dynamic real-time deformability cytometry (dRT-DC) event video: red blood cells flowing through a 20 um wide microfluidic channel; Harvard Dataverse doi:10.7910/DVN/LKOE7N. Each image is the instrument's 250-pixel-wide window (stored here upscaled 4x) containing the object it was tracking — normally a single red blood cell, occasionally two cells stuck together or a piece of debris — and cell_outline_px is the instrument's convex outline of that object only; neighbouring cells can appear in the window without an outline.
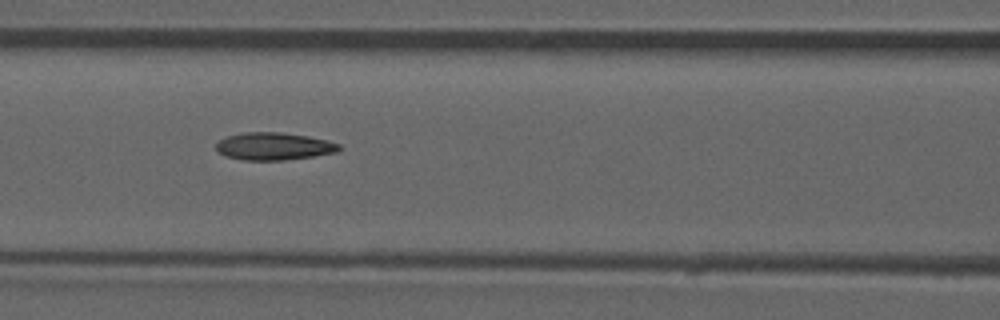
{"species": "common noctule bat (a hibernating species)", "species_latin": "Nyctalus noctula", "temperature_condition": "room temperature", "stored_images_in_passage": 51, "camera_frame_rate_fps": 3000, "um_per_image_px": 0.085, "animal": {"sex": "male", "forearm_length_mm": 52.5}, "frame": {"image": 1, "passage_image": 22, "time_ms": 7.0, "image_size_px": [1000, 320], "cell_outline_px": [[340, 148], [336, 152], [312, 156], [284, 160], [244, 160], [224, 156], [216, 148], [216, 144], [220, 140], [228, 136], [244, 132], [280, 132], [308, 136], [328, 140], [340, 144]], "centroid_in_image_um": [23.27, 12.43], "position_along_channel_um": 143.3, "area_um2": 19.59}, "authors_computed_cell_mechanics": {"area_um2": 19.3052, "velocity_mm_per_s": 3.9586, "shape_relaxation_time_tau1_ms": null, "shape_relaxation_time_tau2_ms": 3.722, "deformation_change_tau1": null, "deformation_change_tau2": 0.1216}}